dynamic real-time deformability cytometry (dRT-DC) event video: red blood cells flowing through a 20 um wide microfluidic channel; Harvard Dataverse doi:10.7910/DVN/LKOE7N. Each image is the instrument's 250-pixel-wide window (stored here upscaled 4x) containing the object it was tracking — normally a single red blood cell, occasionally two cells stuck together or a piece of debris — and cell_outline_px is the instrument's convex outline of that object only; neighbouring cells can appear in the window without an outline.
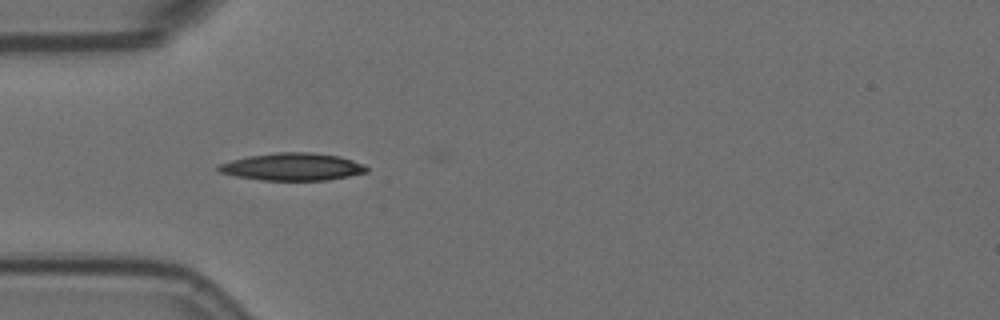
{"species": "Egyptian fruit bat (a non-hibernating species)", "species_latin": "Rousettus aegyptiacus", "temperature_condition": "room temperature", "stored_images_in_passage": 6, "camera_frame_rate_fps": 3000, "um_per_image_px": 0.085, "animal": {"sex": "female"}, "frame": {"image": 1, "passage_image": 5, "time_ms": 1.333, "image_size_px": [1000, 320], "cell_outline_px": [[368, 172], [328, 180], [260, 180], [236, 176], [216, 172], [216, 164], [248, 156], [272, 152], [312, 152], [340, 156], [364, 164], [368, 168]], "centroid_in_image_um": [24.82, 14.17], "position_along_channel_um": 60.2, "area_um2": 23.99}}
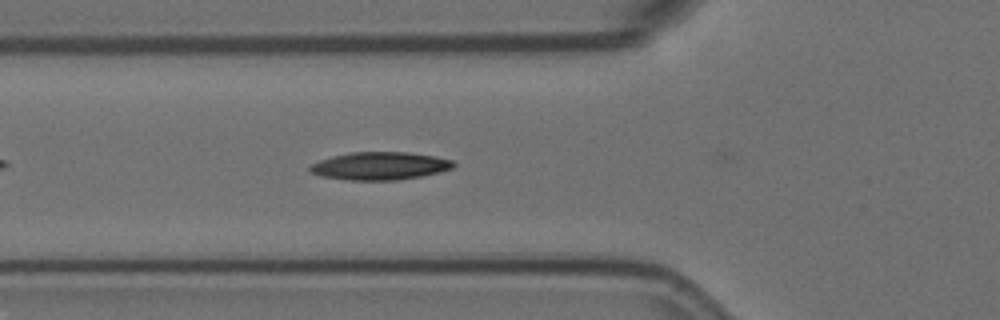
{"frame": {"image": 2, "passage_image": 6, "time_ms": 1.667, "image_size_px": [1000, 320], "cell_outline_px": [[456, 164], [452, 168], [440, 172], [420, 176], [396, 180], [348, 180], [320, 176], [312, 172], [308, 168], [312, 164], [320, 160], [332, 156], [352, 152], [408, 152], [432, 156], [452, 160]], "centroid_in_image_um": [32.28, 14.1], "position_along_channel_um": 93.5, "area_um2": 23.12}}